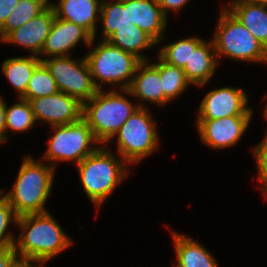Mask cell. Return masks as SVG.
<instances>
[{"label":"cell","instance_id":"16","mask_svg":"<svg viewBox=\"0 0 267 267\" xmlns=\"http://www.w3.org/2000/svg\"><path fill=\"white\" fill-rule=\"evenodd\" d=\"M128 16L131 23L156 43L165 39L164 31L168 20L157 0H128Z\"/></svg>","mask_w":267,"mask_h":267},{"label":"cell","instance_id":"6","mask_svg":"<svg viewBox=\"0 0 267 267\" xmlns=\"http://www.w3.org/2000/svg\"><path fill=\"white\" fill-rule=\"evenodd\" d=\"M213 43L217 57L267 63V50L225 7H221Z\"/></svg>","mask_w":267,"mask_h":267},{"label":"cell","instance_id":"28","mask_svg":"<svg viewBox=\"0 0 267 267\" xmlns=\"http://www.w3.org/2000/svg\"><path fill=\"white\" fill-rule=\"evenodd\" d=\"M158 55L164 62L183 68L191 56V37L164 45Z\"/></svg>","mask_w":267,"mask_h":267},{"label":"cell","instance_id":"36","mask_svg":"<svg viewBox=\"0 0 267 267\" xmlns=\"http://www.w3.org/2000/svg\"><path fill=\"white\" fill-rule=\"evenodd\" d=\"M251 2L267 5V0H250Z\"/></svg>","mask_w":267,"mask_h":267},{"label":"cell","instance_id":"19","mask_svg":"<svg viewBox=\"0 0 267 267\" xmlns=\"http://www.w3.org/2000/svg\"><path fill=\"white\" fill-rule=\"evenodd\" d=\"M227 6H225V8L249 30L267 50V5L254 3L250 0H233Z\"/></svg>","mask_w":267,"mask_h":267},{"label":"cell","instance_id":"34","mask_svg":"<svg viewBox=\"0 0 267 267\" xmlns=\"http://www.w3.org/2000/svg\"><path fill=\"white\" fill-rule=\"evenodd\" d=\"M5 102L0 96V144L7 141Z\"/></svg>","mask_w":267,"mask_h":267},{"label":"cell","instance_id":"10","mask_svg":"<svg viewBox=\"0 0 267 267\" xmlns=\"http://www.w3.org/2000/svg\"><path fill=\"white\" fill-rule=\"evenodd\" d=\"M248 95L242 88L222 87L210 91L202 99L196 120L222 119L229 116H253Z\"/></svg>","mask_w":267,"mask_h":267},{"label":"cell","instance_id":"20","mask_svg":"<svg viewBox=\"0 0 267 267\" xmlns=\"http://www.w3.org/2000/svg\"><path fill=\"white\" fill-rule=\"evenodd\" d=\"M171 233L177 258L173 267H218L215 258L204 245L176 231Z\"/></svg>","mask_w":267,"mask_h":267},{"label":"cell","instance_id":"21","mask_svg":"<svg viewBox=\"0 0 267 267\" xmlns=\"http://www.w3.org/2000/svg\"><path fill=\"white\" fill-rule=\"evenodd\" d=\"M107 41L125 52L135 55L141 61H149V58L140 53V51L150 49L157 44L135 24L117 28Z\"/></svg>","mask_w":267,"mask_h":267},{"label":"cell","instance_id":"9","mask_svg":"<svg viewBox=\"0 0 267 267\" xmlns=\"http://www.w3.org/2000/svg\"><path fill=\"white\" fill-rule=\"evenodd\" d=\"M70 56H54L41 59L59 91L72 96L82 104L91 99L98 91L94 85L85 57L73 60Z\"/></svg>","mask_w":267,"mask_h":267},{"label":"cell","instance_id":"38","mask_svg":"<svg viewBox=\"0 0 267 267\" xmlns=\"http://www.w3.org/2000/svg\"><path fill=\"white\" fill-rule=\"evenodd\" d=\"M263 193H265L264 195H266L265 198L267 199V188L263 191Z\"/></svg>","mask_w":267,"mask_h":267},{"label":"cell","instance_id":"18","mask_svg":"<svg viewBox=\"0 0 267 267\" xmlns=\"http://www.w3.org/2000/svg\"><path fill=\"white\" fill-rule=\"evenodd\" d=\"M148 62L142 61L138 65L129 88L123 90V94L155 105H165L169 100L163 94L159 71Z\"/></svg>","mask_w":267,"mask_h":267},{"label":"cell","instance_id":"3","mask_svg":"<svg viewBox=\"0 0 267 267\" xmlns=\"http://www.w3.org/2000/svg\"><path fill=\"white\" fill-rule=\"evenodd\" d=\"M120 91L116 88L107 92L98 90L83 103L82 119L101 146L115 138L114 135L139 107H145L143 103L139 104L140 101L132 104L126 95L123 96V90Z\"/></svg>","mask_w":267,"mask_h":267},{"label":"cell","instance_id":"17","mask_svg":"<svg viewBox=\"0 0 267 267\" xmlns=\"http://www.w3.org/2000/svg\"><path fill=\"white\" fill-rule=\"evenodd\" d=\"M101 1L60 0L58 3L50 2V5L55 11L56 17L84 28L93 38H96V21H98L97 18L100 16Z\"/></svg>","mask_w":267,"mask_h":267},{"label":"cell","instance_id":"29","mask_svg":"<svg viewBox=\"0 0 267 267\" xmlns=\"http://www.w3.org/2000/svg\"><path fill=\"white\" fill-rule=\"evenodd\" d=\"M0 193V250L14 247L15 238L9 231L8 227L11 222L16 224L18 216L15 214L13 207L9 201L3 196L4 192ZM11 221V222H10Z\"/></svg>","mask_w":267,"mask_h":267},{"label":"cell","instance_id":"1","mask_svg":"<svg viewBox=\"0 0 267 267\" xmlns=\"http://www.w3.org/2000/svg\"><path fill=\"white\" fill-rule=\"evenodd\" d=\"M15 225L21 229L14 243L19 257L45 264L74 243L48 211L20 216Z\"/></svg>","mask_w":267,"mask_h":267},{"label":"cell","instance_id":"25","mask_svg":"<svg viewBox=\"0 0 267 267\" xmlns=\"http://www.w3.org/2000/svg\"><path fill=\"white\" fill-rule=\"evenodd\" d=\"M158 62L152 65L159 71L164 96L172 101L190 85L182 68L164 62L158 56Z\"/></svg>","mask_w":267,"mask_h":267},{"label":"cell","instance_id":"11","mask_svg":"<svg viewBox=\"0 0 267 267\" xmlns=\"http://www.w3.org/2000/svg\"><path fill=\"white\" fill-rule=\"evenodd\" d=\"M35 121L51 126L67 125L82 119L83 104L61 91L54 95L29 100Z\"/></svg>","mask_w":267,"mask_h":267},{"label":"cell","instance_id":"2","mask_svg":"<svg viewBox=\"0 0 267 267\" xmlns=\"http://www.w3.org/2000/svg\"><path fill=\"white\" fill-rule=\"evenodd\" d=\"M55 169L28 155L23 159L12 189L3 195L18 217L47 212Z\"/></svg>","mask_w":267,"mask_h":267},{"label":"cell","instance_id":"7","mask_svg":"<svg viewBox=\"0 0 267 267\" xmlns=\"http://www.w3.org/2000/svg\"><path fill=\"white\" fill-rule=\"evenodd\" d=\"M147 107H139L114 135L117 152L128 164H137L159 147L156 125Z\"/></svg>","mask_w":267,"mask_h":267},{"label":"cell","instance_id":"33","mask_svg":"<svg viewBox=\"0 0 267 267\" xmlns=\"http://www.w3.org/2000/svg\"><path fill=\"white\" fill-rule=\"evenodd\" d=\"M32 262L36 263L37 266L35 264L33 265ZM43 264L44 263L31 258L16 256L8 265V267H44Z\"/></svg>","mask_w":267,"mask_h":267},{"label":"cell","instance_id":"23","mask_svg":"<svg viewBox=\"0 0 267 267\" xmlns=\"http://www.w3.org/2000/svg\"><path fill=\"white\" fill-rule=\"evenodd\" d=\"M102 0L98 19L102 22V38L107 40L120 27L133 26L128 16V0Z\"/></svg>","mask_w":267,"mask_h":267},{"label":"cell","instance_id":"30","mask_svg":"<svg viewBox=\"0 0 267 267\" xmlns=\"http://www.w3.org/2000/svg\"><path fill=\"white\" fill-rule=\"evenodd\" d=\"M258 169L262 192L267 188V132L264 139L252 149Z\"/></svg>","mask_w":267,"mask_h":267},{"label":"cell","instance_id":"27","mask_svg":"<svg viewBox=\"0 0 267 267\" xmlns=\"http://www.w3.org/2000/svg\"><path fill=\"white\" fill-rule=\"evenodd\" d=\"M19 102L8 107L5 103L6 134L8 130L15 132L27 131L36 123L31 105L28 100L18 98Z\"/></svg>","mask_w":267,"mask_h":267},{"label":"cell","instance_id":"22","mask_svg":"<svg viewBox=\"0 0 267 267\" xmlns=\"http://www.w3.org/2000/svg\"><path fill=\"white\" fill-rule=\"evenodd\" d=\"M41 63L40 57H12L5 59L2 64V72L9 83L17 90L18 98H21L27 90L28 82L35 68Z\"/></svg>","mask_w":267,"mask_h":267},{"label":"cell","instance_id":"12","mask_svg":"<svg viewBox=\"0 0 267 267\" xmlns=\"http://www.w3.org/2000/svg\"><path fill=\"white\" fill-rule=\"evenodd\" d=\"M252 116H229L222 119L196 120L203 143L214 149L230 148L247 130Z\"/></svg>","mask_w":267,"mask_h":267},{"label":"cell","instance_id":"37","mask_svg":"<svg viewBox=\"0 0 267 267\" xmlns=\"http://www.w3.org/2000/svg\"><path fill=\"white\" fill-rule=\"evenodd\" d=\"M264 117L267 119V105H265V107H264Z\"/></svg>","mask_w":267,"mask_h":267},{"label":"cell","instance_id":"14","mask_svg":"<svg viewBox=\"0 0 267 267\" xmlns=\"http://www.w3.org/2000/svg\"><path fill=\"white\" fill-rule=\"evenodd\" d=\"M54 19L55 11L49 5L42 13L10 32L1 42L17 44L28 49L32 55L41 56Z\"/></svg>","mask_w":267,"mask_h":267},{"label":"cell","instance_id":"13","mask_svg":"<svg viewBox=\"0 0 267 267\" xmlns=\"http://www.w3.org/2000/svg\"><path fill=\"white\" fill-rule=\"evenodd\" d=\"M80 41L92 47L95 38L84 28L55 16L41 55H48V57L70 56V50L72 51Z\"/></svg>","mask_w":267,"mask_h":267},{"label":"cell","instance_id":"35","mask_svg":"<svg viewBox=\"0 0 267 267\" xmlns=\"http://www.w3.org/2000/svg\"><path fill=\"white\" fill-rule=\"evenodd\" d=\"M17 256L14 247L0 250V267H8L11 261Z\"/></svg>","mask_w":267,"mask_h":267},{"label":"cell","instance_id":"24","mask_svg":"<svg viewBox=\"0 0 267 267\" xmlns=\"http://www.w3.org/2000/svg\"><path fill=\"white\" fill-rule=\"evenodd\" d=\"M49 5L50 0H19L5 24L0 28V42L10 32L42 13Z\"/></svg>","mask_w":267,"mask_h":267},{"label":"cell","instance_id":"8","mask_svg":"<svg viewBox=\"0 0 267 267\" xmlns=\"http://www.w3.org/2000/svg\"><path fill=\"white\" fill-rule=\"evenodd\" d=\"M53 134L48 140V149L43 159L55 168L57 162L75 161L78 165L85 157L92 154L100 145L94 138L91 128L81 119L78 122L52 126ZM94 144V147L91 145Z\"/></svg>","mask_w":267,"mask_h":267},{"label":"cell","instance_id":"5","mask_svg":"<svg viewBox=\"0 0 267 267\" xmlns=\"http://www.w3.org/2000/svg\"><path fill=\"white\" fill-rule=\"evenodd\" d=\"M84 57L98 90L103 89V83L110 86L112 84L114 87L120 86L119 90L128 89L138 65L142 62L135 55L125 52L107 40L99 42Z\"/></svg>","mask_w":267,"mask_h":267},{"label":"cell","instance_id":"4","mask_svg":"<svg viewBox=\"0 0 267 267\" xmlns=\"http://www.w3.org/2000/svg\"><path fill=\"white\" fill-rule=\"evenodd\" d=\"M76 166L83 190L97 210L130 172L127 168L130 165L124 159L119 160L103 146H99Z\"/></svg>","mask_w":267,"mask_h":267},{"label":"cell","instance_id":"31","mask_svg":"<svg viewBox=\"0 0 267 267\" xmlns=\"http://www.w3.org/2000/svg\"><path fill=\"white\" fill-rule=\"evenodd\" d=\"M163 13L168 18V11L178 12L188 3L189 0H157Z\"/></svg>","mask_w":267,"mask_h":267},{"label":"cell","instance_id":"26","mask_svg":"<svg viewBox=\"0 0 267 267\" xmlns=\"http://www.w3.org/2000/svg\"><path fill=\"white\" fill-rule=\"evenodd\" d=\"M58 92L56 81L47 67L41 62L33 71L26 93L21 98L29 101L42 96L54 95Z\"/></svg>","mask_w":267,"mask_h":267},{"label":"cell","instance_id":"15","mask_svg":"<svg viewBox=\"0 0 267 267\" xmlns=\"http://www.w3.org/2000/svg\"><path fill=\"white\" fill-rule=\"evenodd\" d=\"M213 40L205 42L200 37H191V56L182 68L191 85L204 86L214 76L218 66Z\"/></svg>","mask_w":267,"mask_h":267},{"label":"cell","instance_id":"32","mask_svg":"<svg viewBox=\"0 0 267 267\" xmlns=\"http://www.w3.org/2000/svg\"><path fill=\"white\" fill-rule=\"evenodd\" d=\"M18 2L19 0H0V28L5 24L7 17Z\"/></svg>","mask_w":267,"mask_h":267}]
</instances>
